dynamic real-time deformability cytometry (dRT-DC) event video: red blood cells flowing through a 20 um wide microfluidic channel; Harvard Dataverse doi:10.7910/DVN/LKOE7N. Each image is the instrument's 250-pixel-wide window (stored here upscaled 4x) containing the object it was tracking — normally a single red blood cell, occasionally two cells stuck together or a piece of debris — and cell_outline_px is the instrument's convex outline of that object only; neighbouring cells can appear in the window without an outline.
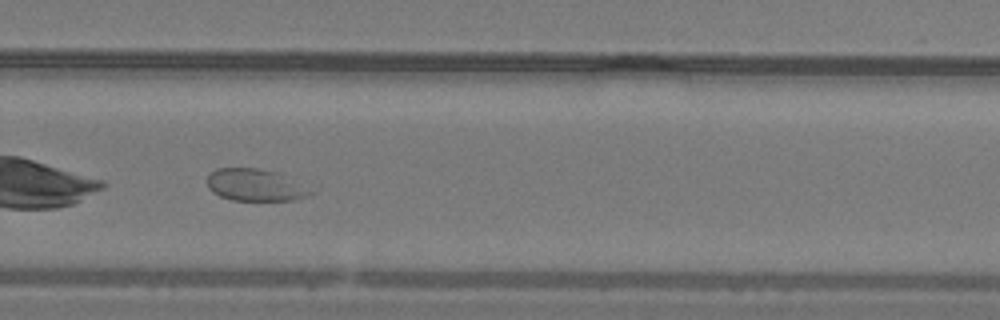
{"species": "common noctule bat (a hibernating species)", "species_latin": "Nyctalus noctula", "temperature_condition": "warm", "stored_images_in_passage": 28, "camera_frame_rate_fps": 3000, "um_per_image_px": 0.085, "animal": {"sex": "male", "body_mass_g": 19.2, "forearm_length_mm": 51.8}, "frame": {"image": 1, "passage_image": 20, "time_ms": 6.333, "image_size_px": [1000, 320], "cell_outline_px": [[316, 192], [292, 200], [232, 200], [220, 196], [212, 192], [208, 188], [208, 176], [216, 168], [256, 168], [280, 172]], "centroid_in_image_um": [21.69, 15.72], "position_along_channel_um": 308.1, "area_um2": 19.25}, "authors_computed_cell_mechanics": {"area_um2": 20.4323, "velocity_mm_per_s": 4.0532, "shape_relaxation_time_tau1_ms": null, "shape_relaxation_time_tau2_ms": 0.802, "deformation_change_tau1": null, "deformation_change_tau2": 0.044}}